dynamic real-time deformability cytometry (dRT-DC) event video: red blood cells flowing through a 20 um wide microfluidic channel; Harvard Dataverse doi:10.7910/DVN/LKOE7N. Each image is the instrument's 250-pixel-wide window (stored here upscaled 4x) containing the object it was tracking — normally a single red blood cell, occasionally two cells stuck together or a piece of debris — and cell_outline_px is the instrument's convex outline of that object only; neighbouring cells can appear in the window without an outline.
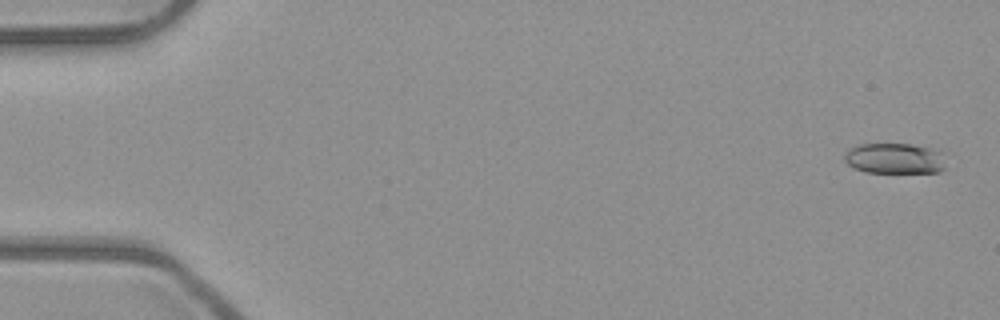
{"species": "common noctule bat (a hibernating species)", "species_latin": "Nyctalus noctula", "temperature_condition": "room temperature", "stored_images_in_passage": 53, "camera_frame_rate_fps": 3000, "um_per_image_px": 0.085, "animal": {"sex": "male", "body_mass_g": 23.1, "forearm_length_mm": 52.7}, "frame": {"image": 1, "passage_image": 2, "time_ms": 0.333, "image_size_px": [1000, 320], "cell_outline_px": [[948, 168], [940, 172], [864, 172], [852, 168], [844, 160], [844, 152], [848, 148], [860, 144], [912, 144], [928, 148], [940, 152]], "centroid_in_image_um": [76.01, 13.47], "position_along_channel_um": 9.0, "area_um2": 18.26}}
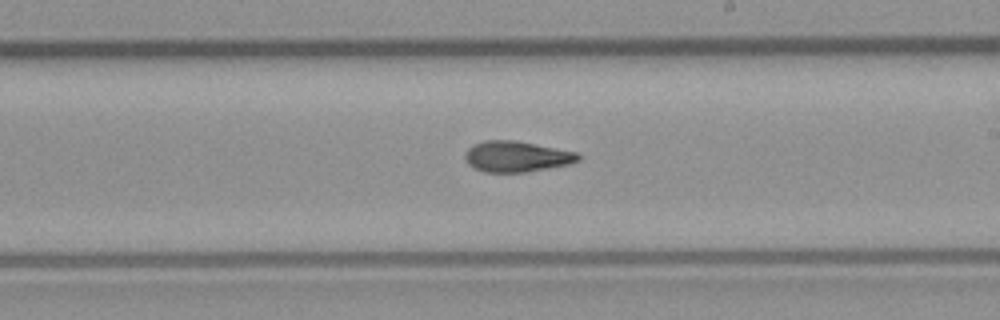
{"frame": {"image": 2, "passage_image": 31, "time_ms": 10.0, "image_size_px": [1000, 320], "cell_outline_px": [[580, 160], [568, 164], [548, 168], [524, 172], [484, 172], [468, 164], [464, 160], [464, 152], [472, 144], [484, 140], [516, 140], [576, 152], [580, 156]], "centroid_in_image_um": [43.86, 13.29], "position_along_channel_um": 245.1, "area_um2": 20.35}}
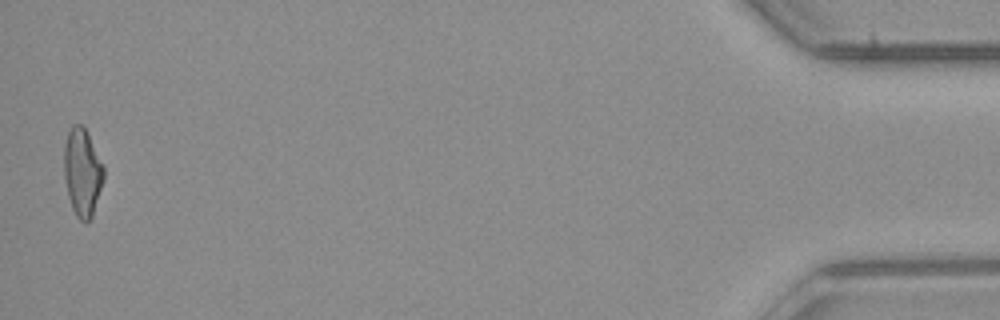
{"frame": {"image": 3, "passage_image": 52, "time_ms": 17.0, "image_size_px": [1000, 320], "cell_outline_px": [[104, 180], [92, 216], [88, 220], [80, 220], [76, 216], [72, 208], [68, 196], [64, 176], [64, 144], [68, 132], [72, 124], [80, 124], [84, 128], [104, 168]], "centroid_in_image_um": [6.98, 14.65], "position_along_channel_um": 428.2, "area_um2": 19.94}, "authors_computed_cell_mechanics": {"area_um2": 19.8832, "velocity_mm_per_s": 3.994, "shape_relaxation_time_tau1_ms": 7.057, "shape_relaxation_time_tau2_ms": 2.3934, "deformation_change_tau1": 0.2257, "deformation_change_tau2": 0.1028}}